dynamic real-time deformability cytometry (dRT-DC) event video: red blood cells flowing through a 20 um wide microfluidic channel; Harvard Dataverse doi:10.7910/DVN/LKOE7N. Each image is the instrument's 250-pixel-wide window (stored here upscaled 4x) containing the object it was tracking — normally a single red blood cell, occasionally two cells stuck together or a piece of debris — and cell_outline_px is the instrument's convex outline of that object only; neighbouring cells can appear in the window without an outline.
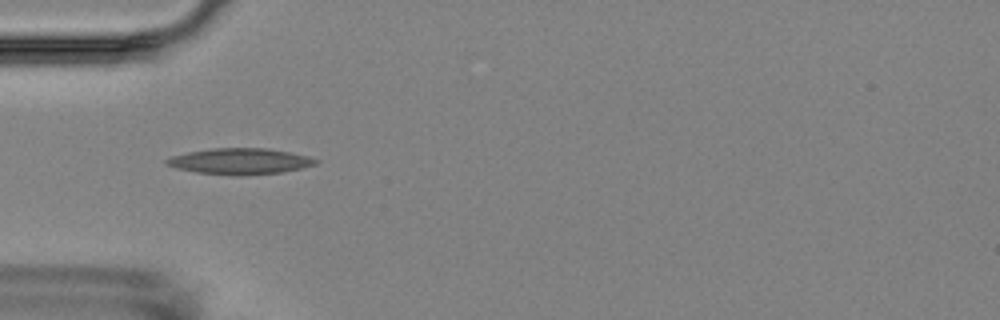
{"species": "Egyptian fruit bat (a non-hibernating species)", "species_latin": "Rousettus aegyptiacus", "temperature_condition": "room temperature", "stored_images_in_passage": 14, "camera_frame_rate_fps": 3000, "um_per_image_px": 0.085, "animal": {"sex": "female"}, "frame": {"image": 1, "passage_image": 3, "time_ms": 2.333, "image_size_px": [1000, 320], "cell_outline_px": [[320, 160], [316, 164], [300, 168], [280, 172], [244, 176], [232, 176], [196, 172], [176, 168], [164, 164], [164, 160], [172, 156], [188, 152], [212, 148], [268, 148], [308, 156]], "centroid_in_image_um": [20.36, 13.71], "position_along_channel_um": 64.6, "area_um2": 22.72}}
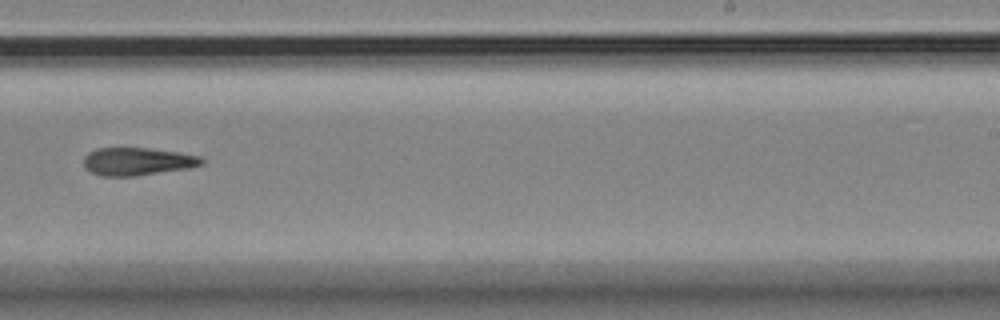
{"frame": {"image": 2, "passage_image": 8, "time_ms": 8.333, "image_size_px": [1000, 320], "cell_outline_px": [[204, 164], [188, 168], [136, 176], [100, 176], [84, 168], [84, 156], [88, 152], [96, 148], [148, 148], [180, 152], [200, 156], [204, 160]], "centroid_in_image_um": [11.67, 13.72], "position_along_channel_um": 277.3, "area_um2": 19.25}}
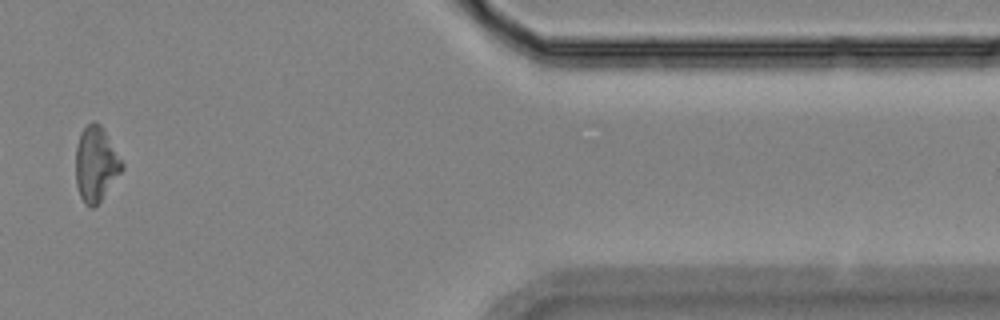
{"frame": {"image": 3, "passage_image": 12, "time_ms": 13.0, "image_size_px": [1000, 320], "cell_outline_px": [[124, 168], [100, 200], [92, 208], [84, 204], [80, 196], [76, 184], [76, 144], [80, 132], [92, 120], [96, 120], [104, 128], [124, 164]], "centroid_in_image_um": [8.14, 13.9], "position_along_channel_um": 403.3, "area_um2": 20.23}, "authors_computed_cell_mechanics": {"area_um2": 20.1722, "velocity_mm_per_s": 3.5623, "shape_relaxation_time_tau1_ms": 7.3204, "shape_relaxation_time_tau2_ms": null, "deformation_change_tau1": 0.1389, "deformation_change_tau2": null}}